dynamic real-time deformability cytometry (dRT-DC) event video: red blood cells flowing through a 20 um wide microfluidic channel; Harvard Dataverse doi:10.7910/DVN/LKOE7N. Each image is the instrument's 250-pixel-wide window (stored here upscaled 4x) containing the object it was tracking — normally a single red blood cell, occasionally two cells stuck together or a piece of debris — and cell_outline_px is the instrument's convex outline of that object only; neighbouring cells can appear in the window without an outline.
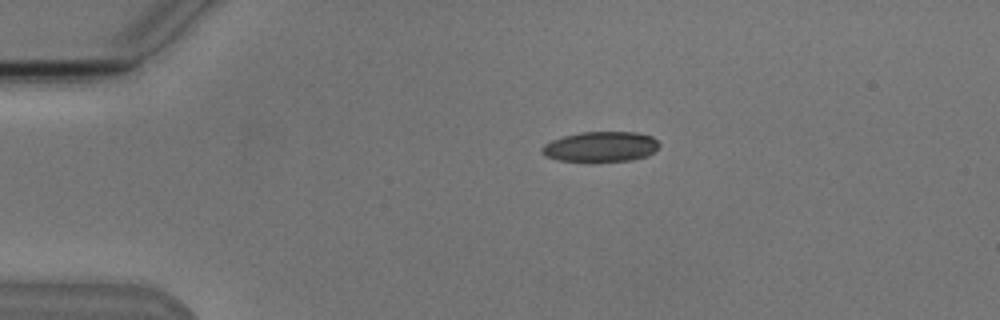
{"species": "Egyptian fruit bat (a non-hibernating species)", "species_latin": "Rousettus aegyptiacus", "temperature_condition": "cold", "stored_images_in_passage": 3, "camera_frame_rate_fps": 3000, "um_per_image_px": 0.085, "animal": {"sex": "male"}, "frame": {"image": 1, "passage_image": 1, "time_ms": 0.0, "image_size_px": [1000, 320], "cell_outline_px": [[660, 144], [648, 156], [632, 160], [588, 164], [560, 160], [544, 156], [540, 152], [540, 148], [544, 144], [552, 140], [564, 136], [580, 132], [636, 132], [652, 136]], "centroid_in_image_um": [51.01, 12.51], "position_along_channel_um": 34.0, "area_um2": 21.39}}
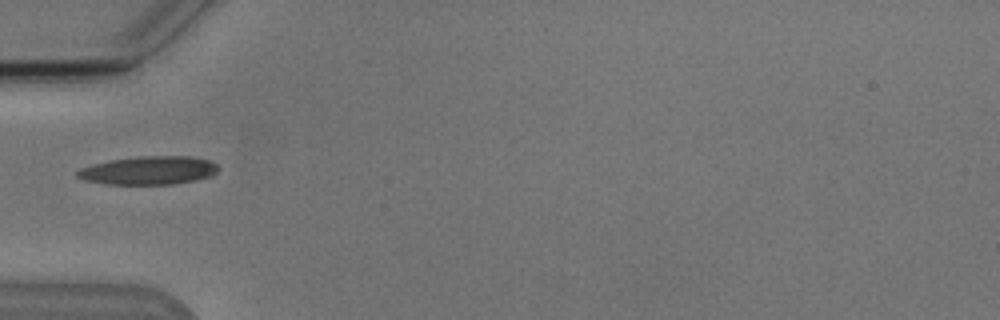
{"frame": {"image": 2, "passage_image": 3, "time_ms": 2.333, "image_size_px": [1000, 320], "cell_outline_px": [[220, 168], [212, 176], [196, 180], [172, 184], [108, 184], [84, 180], [76, 176], [72, 172], [80, 168], [92, 164], [108, 160], [136, 156], [188, 156], [208, 160], [216, 164]], "centroid_in_image_um": [12.6, 14.48], "position_along_channel_um": 72.4, "area_um2": 23.52}}